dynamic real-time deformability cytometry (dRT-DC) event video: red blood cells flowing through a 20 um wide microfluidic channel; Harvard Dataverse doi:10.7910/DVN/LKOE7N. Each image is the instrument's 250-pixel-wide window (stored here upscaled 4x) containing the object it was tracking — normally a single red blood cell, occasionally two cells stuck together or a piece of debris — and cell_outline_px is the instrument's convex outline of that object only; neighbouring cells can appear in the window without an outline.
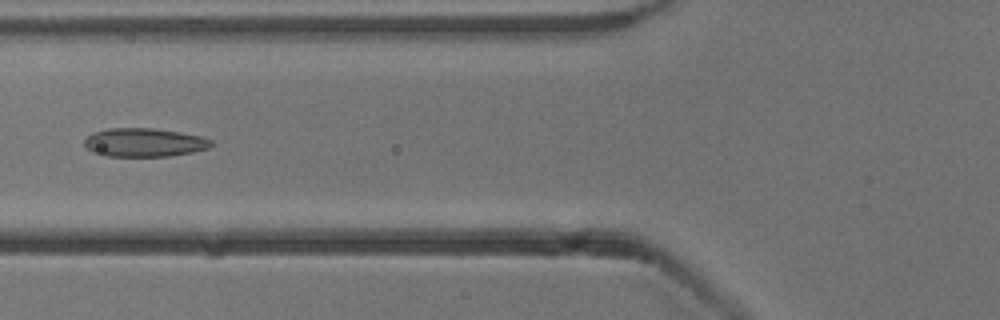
{"species": "common noctule bat (a hibernating species)", "species_latin": "Nyctalus noctula", "temperature_condition": "cold", "stored_images_in_passage": 5, "camera_frame_rate_fps": 3000, "um_per_image_px": 0.085, "animal": {"sex": "male", "body_mass_g": 13.3}, "frame": {"image": 1, "passage_image": 5, "time_ms": 5.333, "image_size_px": [1000, 320], "cell_outline_px": [[212, 144], [208, 148], [192, 152], [168, 156], [104, 156], [92, 152], [84, 144], [84, 140], [88, 136], [96, 132], [108, 128], [152, 128], [180, 132], [200, 136], [212, 140]], "centroid_in_image_um": [12.25, 12.11], "position_along_channel_um": 113.5, "area_um2": 20.98}}